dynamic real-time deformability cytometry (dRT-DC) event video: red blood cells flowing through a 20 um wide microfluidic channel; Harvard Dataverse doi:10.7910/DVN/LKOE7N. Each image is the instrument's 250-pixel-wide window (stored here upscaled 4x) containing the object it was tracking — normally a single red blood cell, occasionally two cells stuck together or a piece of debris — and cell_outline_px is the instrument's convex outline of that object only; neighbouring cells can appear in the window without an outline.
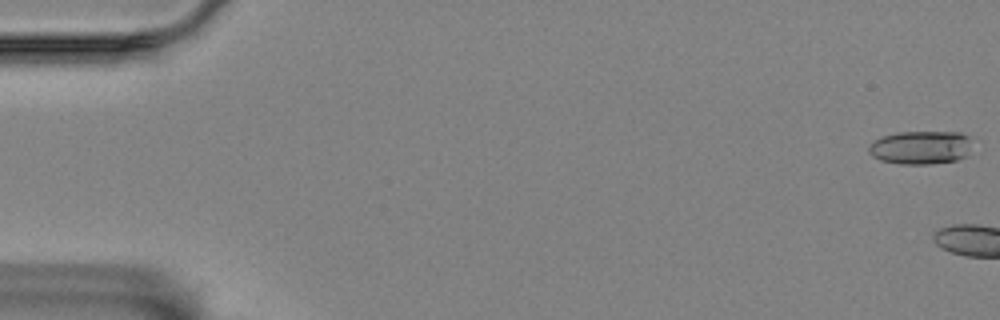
{"species": "Egyptian fruit bat (a non-hibernating species)", "species_latin": "Rousettus aegyptiacus", "temperature_condition": "room temperature", "stored_images_in_passage": 4, "camera_frame_rate_fps": 3000, "um_per_image_px": 0.085, "animal": {"sex": "female"}, "frame": {"image": 1, "passage_image": 1, "time_ms": 0.0, "image_size_px": [1000, 320], "cell_outline_px": [[968, 156], [956, 160], [932, 164], [900, 164], [880, 160], [872, 156], [868, 152], [868, 148], [872, 140], [896, 132], [960, 132], [968, 136]], "centroid_in_image_um": [78.21, 12.54], "position_along_channel_um": 6.8, "area_um2": 20.17}}